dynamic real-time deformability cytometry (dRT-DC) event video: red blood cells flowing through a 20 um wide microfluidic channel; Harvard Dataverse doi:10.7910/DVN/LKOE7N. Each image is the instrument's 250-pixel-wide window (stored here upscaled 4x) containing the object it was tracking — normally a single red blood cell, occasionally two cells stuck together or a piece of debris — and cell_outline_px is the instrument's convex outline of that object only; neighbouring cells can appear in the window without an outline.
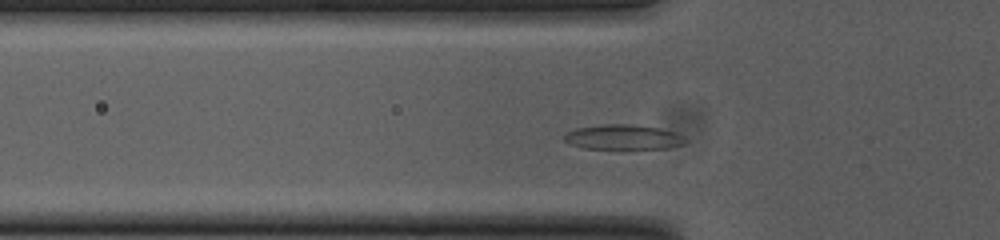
{"species": "common noctule bat (a hibernating species)", "species_latin": "Nyctalus noctula", "temperature_condition": "cold", "stored_images_in_passage": 48, "camera_frame_rate_fps": 3000, "um_per_image_px": 0.085, "animal": {"sex": "female", "body_mass_g": 23.0, "forearm_length_mm": 53.4}, "frame": {"image": 1, "passage_image": 11, "time_ms": 3.333, "image_size_px": [1000, 240], "cell_outline_px": [[688, 140], [684, 144], [664, 148], [584, 148], [572, 144], [564, 140], [564, 136], [568, 132], [576, 128], [600, 124], [632, 124], [660, 128], [676, 132], [684, 136]], "centroid_in_image_um": [53.01, 11.64], "position_along_channel_um": 72.8, "area_um2": 17.46}}
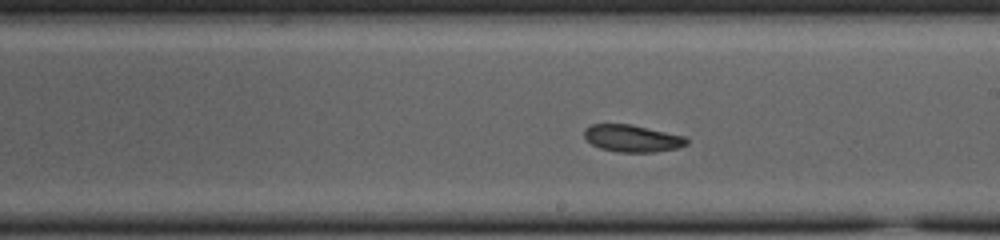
{"frame": {"image": 2, "passage_image": 24, "time_ms": 7.667, "image_size_px": [1000, 240], "cell_outline_px": [[688, 144], [680, 148], [656, 152], [616, 152], [600, 148], [592, 144], [584, 136], [584, 128], [592, 124], [632, 124], [684, 136], [688, 140]], "centroid_in_image_um": [53.76, 11.76], "position_along_channel_um": 235.2, "area_um2": 16.3}}
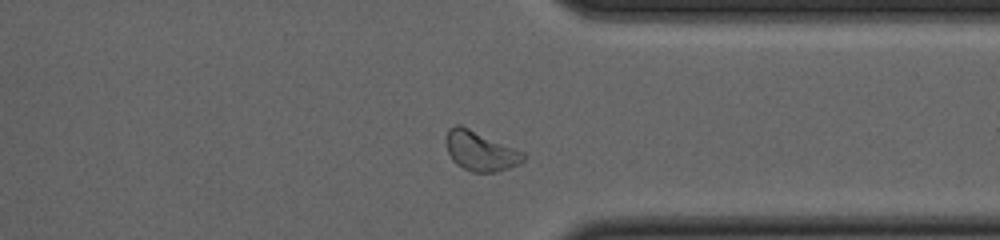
{"frame": {"image": 3, "passage_image": 35, "time_ms": 11.333, "image_size_px": [1000, 240], "cell_outline_px": [[528, 156], [524, 160], [508, 168], [496, 172], [472, 172], [456, 164], [452, 160], [448, 152], [444, 140], [444, 136], [448, 128], [456, 124], [460, 124], [524, 152]], "centroid_in_image_um": [40.79, 12.82], "position_along_channel_um": 370.6, "area_um2": 17.98}, "authors_computed_cell_mechanics": {"area_um2": 17.4267, "velocity_mm_per_s": 3.753, "shape_relaxation_time_tau1_ms": 2.4577, "shape_relaxation_time_tau2_ms": null, "deformation_change_tau1": 0.0796, "deformation_change_tau2": null}}